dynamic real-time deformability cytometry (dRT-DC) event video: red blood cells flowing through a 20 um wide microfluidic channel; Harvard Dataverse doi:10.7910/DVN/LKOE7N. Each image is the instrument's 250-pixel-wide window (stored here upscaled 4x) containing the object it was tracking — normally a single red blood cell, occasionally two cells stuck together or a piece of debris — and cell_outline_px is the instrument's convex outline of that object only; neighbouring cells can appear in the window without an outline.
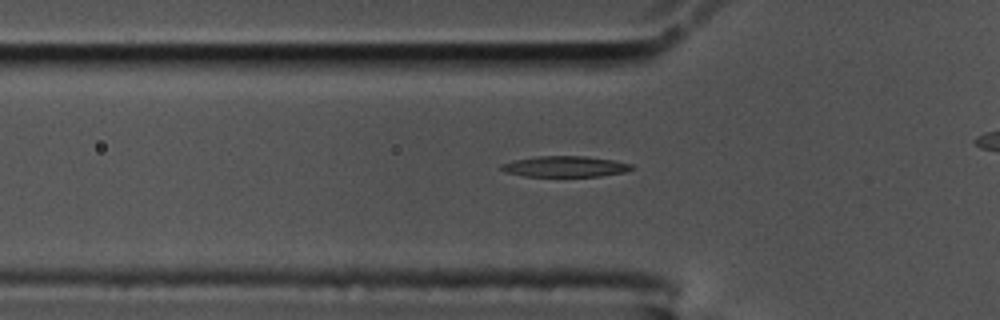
{"species": "common noctule bat (a hibernating species)", "species_latin": "Nyctalus noctula", "temperature_condition": "cold", "stored_images_in_passage": 48, "camera_frame_rate_fps": 3000, "um_per_image_px": 0.085, "animal": {"sex": "male", "body_mass_g": 17.5, "forearm_length_mm": 52.3}, "frame": {"image": 1, "passage_image": 19, "time_ms": 6.0, "image_size_px": [1000, 320], "cell_outline_px": [[636, 168], [624, 172], [600, 176], [524, 176], [504, 172], [500, 168], [500, 164], [512, 160], [536, 156], [584, 156], [612, 160], [632, 164]], "centroid_in_image_um": [48.0, 14.15], "position_along_channel_um": 77.8, "area_um2": 15.9}}
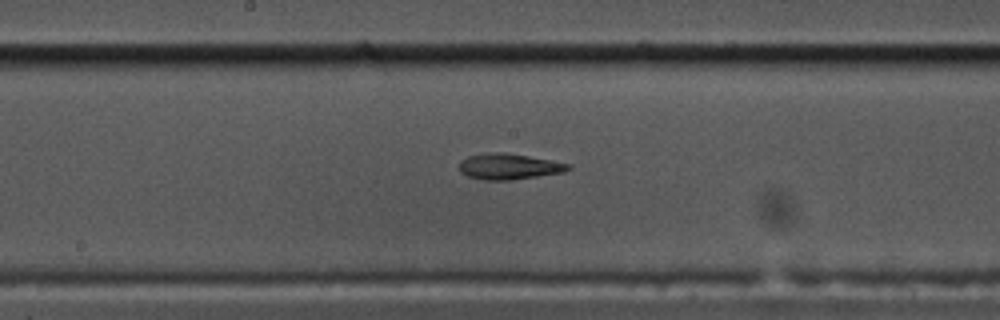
{"frame": {"image": 2, "passage_image": 30, "time_ms": 9.667, "image_size_px": [1000, 320], "cell_outline_px": [[572, 168], [564, 172], [512, 180], [484, 180], [468, 176], [460, 172], [460, 160], [468, 156], [488, 152], [504, 152], [528, 156], [572, 164]], "centroid_in_image_um": [43.27, 14.15], "position_along_channel_um": 204.9, "area_um2": 16.47}}
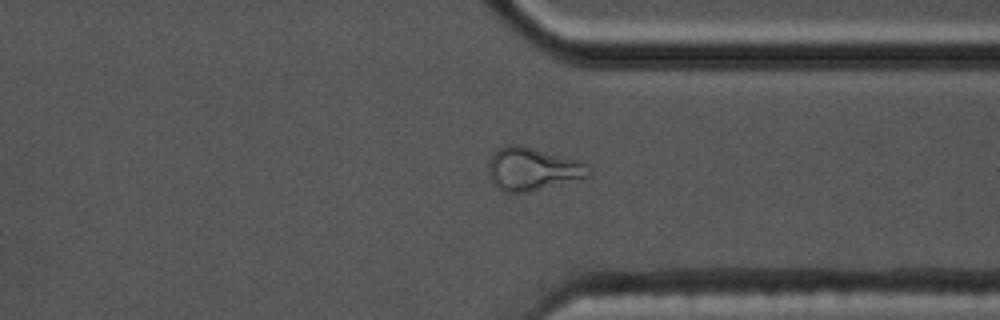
{"frame": {"image": 3, "passage_image": 44, "time_ms": 14.333, "image_size_px": [1000, 320], "cell_outline_px": [[592, 176], [528, 192], [504, 192], [496, 188], [488, 172], [488, 160], [500, 148], [508, 144], [520, 144], [592, 164]], "centroid_in_image_um": [45.31, 14.36], "position_along_channel_um": 366.1, "area_um2": 25.37}}